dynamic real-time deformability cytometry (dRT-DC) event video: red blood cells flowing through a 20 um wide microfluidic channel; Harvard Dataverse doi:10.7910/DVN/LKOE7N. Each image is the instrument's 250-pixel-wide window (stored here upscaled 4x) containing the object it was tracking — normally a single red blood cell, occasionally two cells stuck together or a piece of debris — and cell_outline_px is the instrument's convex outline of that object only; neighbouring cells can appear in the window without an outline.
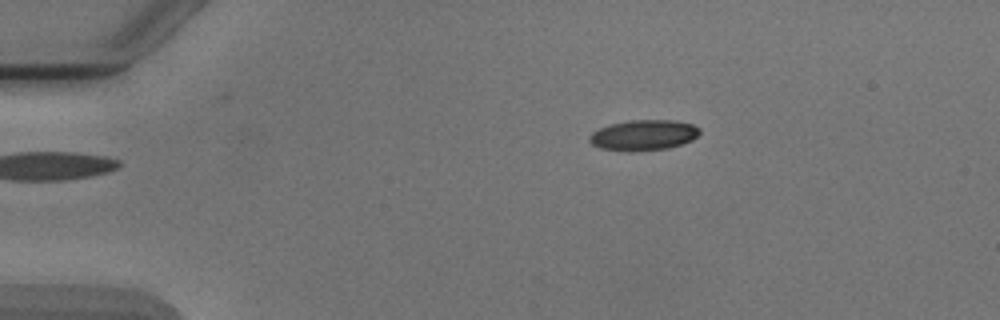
{"species": "Egyptian fruit bat (a non-hibernating species)", "species_latin": "Rousettus aegyptiacus", "temperature_condition": "cold", "stored_images_in_passage": 2, "camera_frame_rate_fps": 3000, "um_per_image_px": 0.085, "animal": {"sex": "male"}, "frame": {"image": 1, "passage_image": 2, "time_ms": 1.333, "image_size_px": [1000, 320], "cell_outline_px": [[700, 132], [692, 140], [668, 148], [632, 152], [628, 152], [600, 148], [592, 144], [588, 140], [588, 136], [592, 132], [600, 128], [612, 124], [628, 120], [676, 120], [692, 124], [700, 128]], "centroid_in_image_um": [54.68, 11.49], "position_along_channel_um": 30.3, "area_um2": 19.71}}